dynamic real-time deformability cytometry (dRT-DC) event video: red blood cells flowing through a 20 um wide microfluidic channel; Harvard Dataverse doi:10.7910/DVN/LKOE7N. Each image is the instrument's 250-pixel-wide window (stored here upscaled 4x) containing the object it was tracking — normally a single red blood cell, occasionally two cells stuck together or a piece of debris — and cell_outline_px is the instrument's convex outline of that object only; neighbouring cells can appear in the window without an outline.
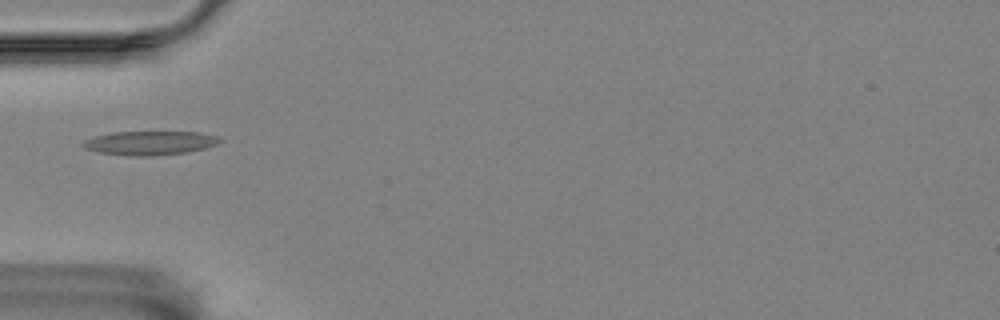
{"species": "Egyptian fruit bat (a non-hibernating species)", "species_latin": "Rousettus aegyptiacus", "temperature_condition": "room temperature", "stored_images_in_passage": 13, "camera_frame_rate_fps": 3000, "um_per_image_px": 0.085, "animal": {"sex": "female"}, "frame": {"image": 1, "passage_image": 4, "time_ms": 5.0, "image_size_px": [1000, 320], "cell_outline_px": [[224, 140], [216, 144], [204, 148], [184, 152], [152, 156], [132, 156], [100, 152], [84, 148], [80, 144], [84, 140], [96, 136], [112, 132], [200, 132], [216, 136]], "centroid_in_image_um": [12.72, 12.15], "position_along_channel_um": 72.3, "area_um2": 18.9}}
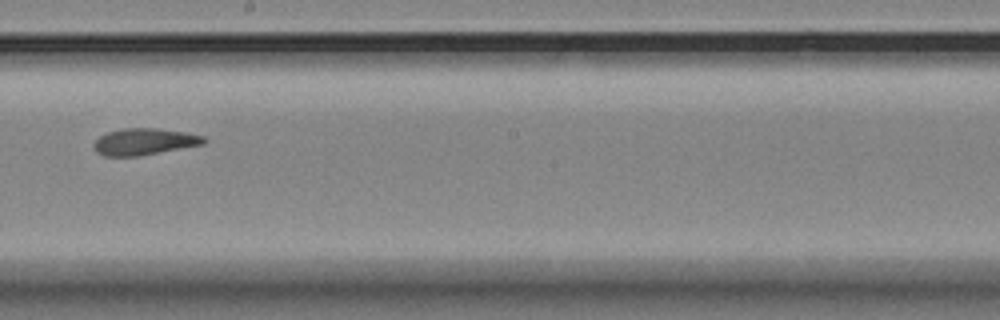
{"frame": {"image": 2, "passage_image": 8, "time_ms": 9.667, "image_size_px": [1000, 320], "cell_outline_px": [[208, 140], [204, 144], [136, 156], [104, 156], [96, 152], [92, 148], [92, 144], [100, 136], [108, 132], [120, 128], [156, 128], [184, 132], [204, 136]], "centroid_in_image_um": [12.23, 12.03], "position_along_channel_um": 236.0, "area_um2": 17.05}}
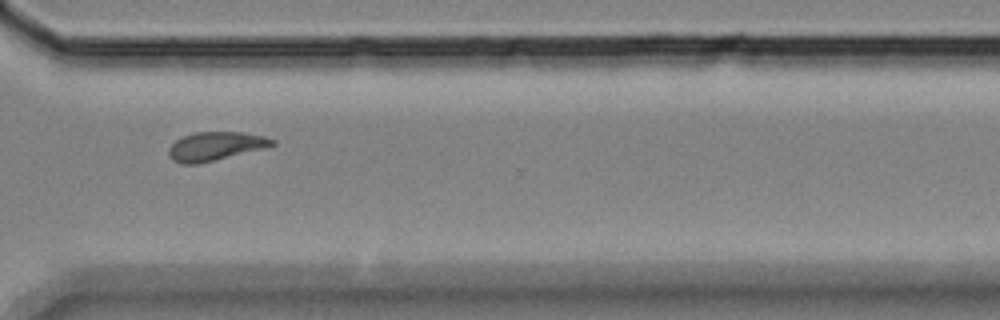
{"frame": {"image": 3, "passage_image": 11, "time_ms": 13.0, "image_size_px": [1000, 320], "cell_outline_px": [[276, 144], [264, 148], [196, 164], [180, 164], [172, 160], [168, 156], [168, 148], [176, 140], [184, 136], [196, 132], [240, 132], [264, 136], [276, 140]], "centroid_in_image_um": [18.28, 12.43], "position_along_channel_um": 352.3, "area_um2": 17.11}, "authors_computed_cell_mechanics": {"area_um2": 17.2244, "velocity_mm_per_s": 3.4992, "shape_relaxation_time_tau1_ms": 9.9153, "shape_relaxation_time_tau2_ms": 7.6997, "deformation_change_tau1": 0.2553, "deformation_change_tau2": 0.1248}}